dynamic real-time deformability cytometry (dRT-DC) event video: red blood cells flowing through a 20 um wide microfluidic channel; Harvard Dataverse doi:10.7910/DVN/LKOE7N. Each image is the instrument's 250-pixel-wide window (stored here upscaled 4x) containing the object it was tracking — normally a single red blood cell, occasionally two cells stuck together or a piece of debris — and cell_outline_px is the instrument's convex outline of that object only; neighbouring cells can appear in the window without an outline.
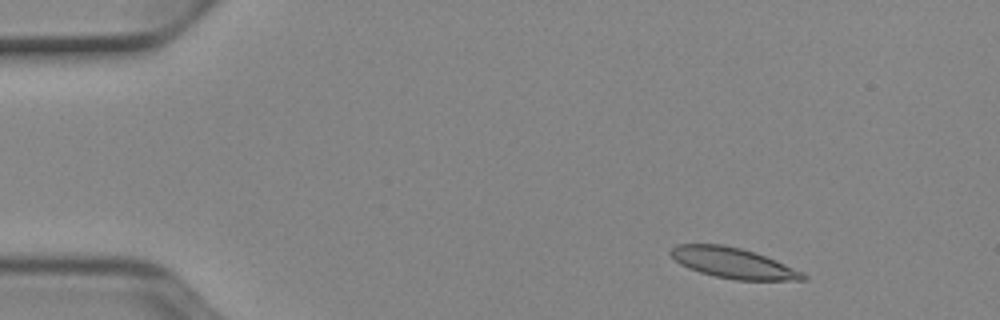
{"species": "Egyptian fruit bat (a non-hibernating species)", "species_latin": "Rousettus aegyptiacus", "temperature_condition": "cold", "stored_images_in_passage": 50, "camera_frame_rate_fps": 3000, "um_per_image_px": 0.085, "animal": {"sex": "female"}, "frame": {"image": 1, "passage_image": 5, "time_ms": 1.333, "image_size_px": [1000, 320], "cell_outline_px": [[808, 280], [736, 280], [716, 276], [700, 272], [688, 268], [680, 264], [668, 252], [676, 244], [720, 244], [740, 248], [764, 256], [804, 272], [808, 276]], "centroid_in_image_um": [62.31, 22.36], "position_along_channel_um": 22.7, "area_um2": 23.29}}
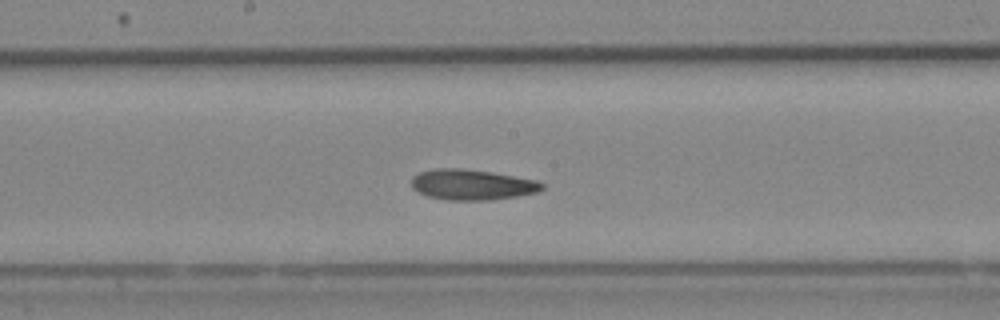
{"frame": {"image": 2, "passage_image": 26, "time_ms": 8.333, "image_size_px": [1000, 320], "cell_outline_px": [[544, 188], [536, 192], [516, 196], [488, 200], [444, 200], [428, 196], [412, 188], [412, 176], [420, 172], [432, 168], [460, 168], [492, 172], [536, 180], [544, 184]], "centroid_in_image_um": [40.09, 15.69], "position_along_channel_um": 208.1, "area_um2": 23.18}}
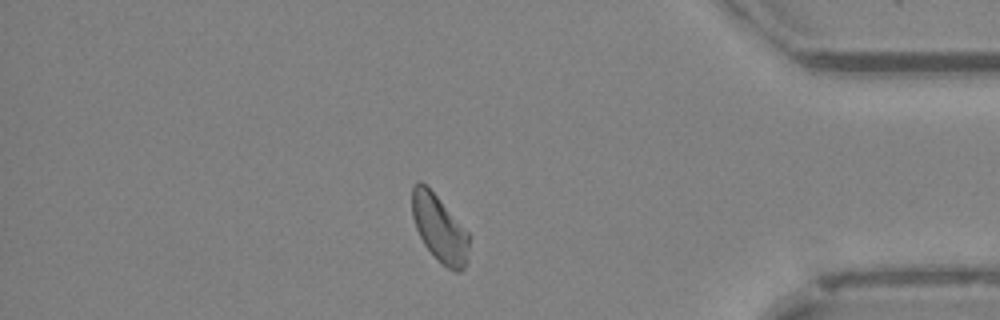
{"frame": {"image": 3, "passage_image": 43, "time_ms": 14.0, "image_size_px": [1000, 320], "cell_outline_px": [[468, 260], [464, 268], [460, 272], [456, 272], [448, 268], [424, 244], [416, 228], [412, 216], [412, 188], [416, 180], [420, 180], [436, 196], [468, 232]], "centroid_in_image_um": [37.34, 19.41], "position_along_channel_um": 397.9, "area_um2": 21.62}, "authors_computed_cell_mechanics": {"area_um2": 22.9466, "velocity_mm_per_s": 3.8834, "shape_relaxation_time_tau1_ms": null, "shape_relaxation_time_tau2_ms": 6.3841, "deformation_change_tau1": null, "deformation_change_tau2": 0.1099}}